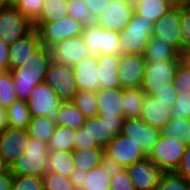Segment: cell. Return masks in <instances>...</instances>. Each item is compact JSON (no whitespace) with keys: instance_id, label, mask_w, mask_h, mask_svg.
Returning <instances> with one entry per match:
<instances>
[{"instance_id":"94428289","label":"cell","mask_w":190,"mask_h":190,"mask_svg":"<svg viewBox=\"0 0 190 190\" xmlns=\"http://www.w3.org/2000/svg\"><path fill=\"white\" fill-rule=\"evenodd\" d=\"M6 169H7V167L3 164L2 160L0 159V173Z\"/></svg>"},{"instance_id":"db71d44e","label":"cell","mask_w":190,"mask_h":190,"mask_svg":"<svg viewBox=\"0 0 190 190\" xmlns=\"http://www.w3.org/2000/svg\"><path fill=\"white\" fill-rule=\"evenodd\" d=\"M87 171L80 170V169H74L72 174L69 176V179L73 186L82 188L85 183Z\"/></svg>"},{"instance_id":"91938a15","label":"cell","mask_w":190,"mask_h":190,"mask_svg":"<svg viewBox=\"0 0 190 190\" xmlns=\"http://www.w3.org/2000/svg\"><path fill=\"white\" fill-rule=\"evenodd\" d=\"M183 61L190 66V55H182Z\"/></svg>"},{"instance_id":"e0dca14e","label":"cell","mask_w":190,"mask_h":190,"mask_svg":"<svg viewBox=\"0 0 190 190\" xmlns=\"http://www.w3.org/2000/svg\"><path fill=\"white\" fill-rule=\"evenodd\" d=\"M126 170L136 190H155L164 173L148 157L129 165Z\"/></svg>"},{"instance_id":"4dcf8cb0","label":"cell","mask_w":190,"mask_h":190,"mask_svg":"<svg viewBox=\"0 0 190 190\" xmlns=\"http://www.w3.org/2000/svg\"><path fill=\"white\" fill-rule=\"evenodd\" d=\"M47 167L48 172L69 178L74 170L73 151H49Z\"/></svg>"},{"instance_id":"1f68e13d","label":"cell","mask_w":190,"mask_h":190,"mask_svg":"<svg viewBox=\"0 0 190 190\" xmlns=\"http://www.w3.org/2000/svg\"><path fill=\"white\" fill-rule=\"evenodd\" d=\"M55 127L56 123L54 122L53 117H31V121L26 130L29 137L37 138L49 143Z\"/></svg>"},{"instance_id":"f5cc1de1","label":"cell","mask_w":190,"mask_h":190,"mask_svg":"<svg viewBox=\"0 0 190 190\" xmlns=\"http://www.w3.org/2000/svg\"><path fill=\"white\" fill-rule=\"evenodd\" d=\"M14 175L7 168L0 173V190H12Z\"/></svg>"},{"instance_id":"9f6ffc18","label":"cell","mask_w":190,"mask_h":190,"mask_svg":"<svg viewBox=\"0 0 190 190\" xmlns=\"http://www.w3.org/2000/svg\"><path fill=\"white\" fill-rule=\"evenodd\" d=\"M177 95L178 92H164V93H159L154 97L157 100L162 101L163 103H169V106H172L175 103Z\"/></svg>"},{"instance_id":"f546056e","label":"cell","mask_w":190,"mask_h":190,"mask_svg":"<svg viewBox=\"0 0 190 190\" xmlns=\"http://www.w3.org/2000/svg\"><path fill=\"white\" fill-rule=\"evenodd\" d=\"M146 94L141 87L123 89V112L124 119L140 118L144 106V98Z\"/></svg>"},{"instance_id":"cb8c5ba5","label":"cell","mask_w":190,"mask_h":190,"mask_svg":"<svg viewBox=\"0 0 190 190\" xmlns=\"http://www.w3.org/2000/svg\"><path fill=\"white\" fill-rule=\"evenodd\" d=\"M119 61L120 56L115 55H100L97 57L99 88H121L118 77Z\"/></svg>"},{"instance_id":"52a82bcc","label":"cell","mask_w":190,"mask_h":190,"mask_svg":"<svg viewBox=\"0 0 190 190\" xmlns=\"http://www.w3.org/2000/svg\"><path fill=\"white\" fill-rule=\"evenodd\" d=\"M81 36L90 56L121 55L119 33L115 31L105 30L94 22L83 27Z\"/></svg>"},{"instance_id":"e575fe53","label":"cell","mask_w":190,"mask_h":190,"mask_svg":"<svg viewBox=\"0 0 190 190\" xmlns=\"http://www.w3.org/2000/svg\"><path fill=\"white\" fill-rule=\"evenodd\" d=\"M67 13V0H44L40 14L32 22H52Z\"/></svg>"},{"instance_id":"d6986e66","label":"cell","mask_w":190,"mask_h":190,"mask_svg":"<svg viewBox=\"0 0 190 190\" xmlns=\"http://www.w3.org/2000/svg\"><path fill=\"white\" fill-rule=\"evenodd\" d=\"M41 46L38 33L34 28L23 38L9 46V71L26 65L33 53Z\"/></svg>"},{"instance_id":"7c38bea8","label":"cell","mask_w":190,"mask_h":190,"mask_svg":"<svg viewBox=\"0 0 190 190\" xmlns=\"http://www.w3.org/2000/svg\"><path fill=\"white\" fill-rule=\"evenodd\" d=\"M133 15V2L130 0H111L110 5L95 19V23L105 30L120 33L129 24Z\"/></svg>"},{"instance_id":"3957f363","label":"cell","mask_w":190,"mask_h":190,"mask_svg":"<svg viewBox=\"0 0 190 190\" xmlns=\"http://www.w3.org/2000/svg\"><path fill=\"white\" fill-rule=\"evenodd\" d=\"M152 30V20L134 14L129 24L119 33L121 55H143L152 37Z\"/></svg>"},{"instance_id":"83f0119b","label":"cell","mask_w":190,"mask_h":190,"mask_svg":"<svg viewBox=\"0 0 190 190\" xmlns=\"http://www.w3.org/2000/svg\"><path fill=\"white\" fill-rule=\"evenodd\" d=\"M105 162L104 149H73L74 169L90 171Z\"/></svg>"},{"instance_id":"8992f818","label":"cell","mask_w":190,"mask_h":190,"mask_svg":"<svg viewBox=\"0 0 190 190\" xmlns=\"http://www.w3.org/2000/svg\"><path fill=\"white\" fill-rule=\"evenodd\" d=\"M41 45L50 48L55 43L79 36L84 25L73 17L66 15L52 22H33Z\"/></svg>"},{"instance_id":"5b68a950","label":"cell","mask_w":190,"mask_h":190,"mask_svg":"<svg viewBox=\"0 0 190 190\" xmlns=\"http://www.w3.org/2000/svg\"><path fill=\"white\" fill-rule=\"evenodd\" d=\"M124 117H87L82 129L88 138L87 149L105 148L117 135L122 133Z\"/></svg>"},{"instance_id":"bcb514c9","label":"cell","mask_w":190,"mask_h":190,"mask_svg":"<svg viewBox=\"0 0 190 190\" xmlns=\"http://www.w3.org/2000/svg\"><path fill=\"white\" fill-rule=\"evenodd\" d=\"M173 86L177 91L190 92V66L183 60L178 64L175 70Z\"/></svg>"},{"instance_id":"ba28073f","label":"cell","mask_w":190,"mask_h":190,"mask_svg":"<svg viewBox=\"0 0 190 190\" xmlns=\"http://www.w3.org/2000/svg\"><path fill=\"white\" fill-rule=\"evenodd\" d=\"M186 146L178 138L160 135L147 157L164 173L176 172Z\"/></svg>"},{"instance_id":"d590c367","label":"cell","mask_w":190,"mask_h":190,"mask_svg":"<svg viewBox=\"0 0 190 190\" xmlns=\"http://www.w3.org/2000/svg\"><path fill=\"white\" fill-rule=\"evenodd\" d=\"M162 136L169 138H178L184 144H190V119H174L171 120L160 129Z\"/></svg>"},{"instance_id":"7bdbcfd3","label":"cell","mask_w":190,"mask_h":190,"mask_svg":"<svg viewBox=\"0 0 190 190\" xmlns=\"http://www.w3.org/2000/svg\"><path fill=\"white\" fill-rule=\"evenodd\" d=\"M170 109L172 118L190 119V92L178 91L175 103Z\"/></svg>"},{"instance_id":"f907efd6","label":"cell","mask_w":190,"mask_h":190,"mask_svg":"<svg viewBox=\"0 0 190 190\" xmlns=\"http://www.w3.org/2000/svg\"><path fill=\"white\" fill-rule=\"evenodd\" d=\"M175 173L190 182V144L186 146L181 163Z\"/></svg>"},{"instance_id":"680465c9","label":"cell","mask_w":190,"mask_h":190,"mask_svg":"<svg viewBox=\"0 0 190 190\" xmlns=\"http://www.w3.org/2000/svg\"><path fill=\"white\" fill-rule=\"evenodd\" d=\"M18 0H5L6 6H14Z\"/></svg>"},{"instance_id":"4fadbf2b","label":"cell","mask_w":190,"mask_h":190,"mask_svg":"<svg viewBox=\"0 0 190 190\" xmlns=\"http://www.w3.org/2000/svg\"><path fill=\"white\" fill-rule=\"evenodd\" d=\"M27 130L6 128L0 133V159L10 168L28 147Z\"/></svg>"},{"instance_id":"ac0fdd59","label":"cell","mask_w":190,"mask_h":190,"mask_svg":"<svg viewBox=\"0 0 190 190\" xmlns=\"http://www.w3.org/2000/svg\"><path fill=\"white\" fill-rule=\"evenodd\" d=\"M122 134L136 142L148 154L160 137V130L147 125L140 118L124 119Z\"/></svg>"},{"instance_id":"8d00e7d4","label":"cell","mask_w":190,"mask_h":190,"mask_svg":"<svg viewBox=\"0 0 190 190\" xmlns=\"http://www.w3.org/2000/svg\"><path fill=\"white\" fill-rule=\"evenodd\" d=\"M71 102L86 118L97 116L95 91L78 90Z\"/></svg>"},{"instance_id":"be15d7a7","label":"cell","mask_w":190,"mask_h":190,"mask_svg":"<svg viewBox=\"0 0 190 190\" xmlns=\"http://www.w3.org/2000/svg\"><path fill=\"white\" fill-rule=\"evenodd\" d=\"M6 7L5 0H0V8Z\"/></svg>"},{"instance_id":"f35d334b","label":"cell","mask_w":190,"mask_h":190,"mask_svg":"<svg viewBox=\"0 0 190 190\" xmlns=\"http://www.w3.org/2000/svg\"><path fill=\"white\" fill-rule=\"evenodd\" d=\"M51 62L52 55L50 48L41 45L23 67L34 71H48Z\"/></svg>"},{"instance_id":"9c48e42d","label":"cell","mask_w":190,"mask_h":190,"mask_svg":"<svg viewBox=\"0 0 190 190\" xmlns=\"http://www.w3.org/2000/svg\"><path fill=\"white\" fill-rule=\"evenodd\" d=\"M34 29L33 22L14 6L0 8V38L10 46Z\"/></svg>"},{"instance_id":"44dd1931","label":"cell","mask_w":190,"mask_h":190,"mask_svg":"<svg viewBox=\"0 0 190 190\" xmlns=\"http://www.w3.org/2000/svg\"><path fill=\"white\" fill-rule=\"evenodd\" d=\"M123 89H103L96 91L97 115L99 117H124Z\"/></svg>"},{"instance_id":"8fae6325","label":"cell","mask_w":190,"mask_h":190,"mask_svg":"<svg viewBox=\"0 0 190 190\" xmlns=\"http://www.w3.org/2000/svg\"><path fill=\"white\" fill-rule=\"evenodd\" d=\"M61 103L56 92L45 82L37 85L26 101L31 117H53Z\"/></svg>"},{"instance_id":"2e32d148","label":"cell","mask_w":190,"mask_h":190,"mask_svg":"<svg viewBox=\"0 0 190 190\" xmlns=\"http://www.w3.org/2000/svg\"><path fill=\"white\" fill-rule=\"evenodd\" d=\"M146 61L143 55H120L118 77L122 89L139 88L142 85Z\"/></svg>"},{"instance_id":"7402d4cb","label":"cell","mask_w":190,"mask_h":190,"mask_svg":"<svg viewBox=\"0 0 190 190\" xmlns=\"http://www.w3.org/2000/svg\"><path fill=\"white\" fill-rule=\"evenodd\" d=\"M169 103H163L155 97L146 95L140 119L153 128L161 129L172 118Z\"/></svg>"},{"instance_id":"816d5d0a","label":"cell","mask_w":190,"mask_h":190,"mask_svg":"<svg viewBox=\"0 0 190 190\" xmlns=\"http://www.w3.org/2000/svg\"><path fill=\"white\" fill-rule=\"evenodd\" d=\"M9 70V46L0 38V72Z\"/></svg>"},{"instance_id":"4316f807","label":"cell","mask_w":190,"mask_h":190,"mask_svg":"<svg viewBox=\"0 0 190 190\" xmlns=\"http://www.w3.org/2000/svg\"><path fill=\"white\" fill-rule=\"evenodd\" d=\"M53 118L56 125L64 126L72 130L81 129L86 121V117L71 101L62 102Z\"/></svg>"},{"instance_id":"7dc6e473","label":"cell","mask_w":190,"mask_h":190,"mask_svg":"<svg viewBox=\"0 0 190 190\" xmlns=\"http://www.w3.org/2000/svg\"><path fill=\"white\" fill-rule=\"evenodd\" d=\"M12 190H44L43 180L35 176H14Z\"/></svg>"},{"instance_id":"7a4b0ae2","label":"cell","mask_w":190,"mask_h":190,"mask_svg":"<svg viewBox=\"0 0 190 190\" xmlns=\"http://www.w3.org/2000/svg\"><path fill=\"white\" fill-rule=\"evenodd\" d=\"M48 143L29 137L28 147L9 168L14 176L43 177L48 172Z\"/></svg>"},{"instance_id":"6da1fadb","label":"cell","mask_w":190,"mask_h":190,"mask_svg":"<svg viewBox=\"0 0 190 190\" xmlns=\"http://www.w3.org/2000/svg\"><path fill=\"white\" fill-rule=\"evenodd\" d=\"M182 60L146 62L141 89L151 97L164 92H178L173 86L175 70Z\"/></svg>"},{"instance_id":"ee69618b","label":"cell","mask_w":190,"mask_h":190,"mask_svg":"<svg viewBox=\"0 0 190 190\" xmlns=\"http://www.w3.org/2000/svg\"><path fill=\"white\" fill-rule=\"evenodd\" d=\"M44 190H71L73 184L68 177L58 173L47 172L43 177Z\"/></svg>"},{"instance_id":"74e56055","label":"cell","mask_w":190,"mask_h":190,"mask_svg":"<svg viewBox=\"0 0 190 190\" xmlns=\"http://www.w3.org/2000/svg\"><path fill=\"white\" fill-rule=\"evenodd\" d=\"M17 93L13 83L11 71L0 72V105L7 108L14 101H17Z\"/></svg>"},{"instance_id":"11a10c76","label":"cell","mask_w":190,"mask_h":190,"mask_svg":"<svg viewBox=\"0 0 190 190\" xmlns=\"http://www.w3.org/2000/svg\"><path fill=\"white\" fill-rule=\"evenodd\" d=\"M88 138L86 137L85 130H75L74 149H87Z\"/></svg>"},{"instance_id":"484cf974","label":"cell","mask_w":190,"mask_h":190,"mask_svg":"<svg viewBox=\"0 0 190 190\" xmlns=\"http://www.w3.org/2000/svg\"><path fill=\"white\" fill-rule=\"evenodd\" d=\"M146 62L159 60H183L182 55L161 38L152 36L143 54Z\"/></svg>"},{"instance_id":"03108f58","label":"cell","mask_w":190,"mask_h":190,"mask_svg":"<svg viewBox=\"0 0 190 190\" xmlns=\"http://www.w3.org/2000/svg\"><path fill=\"white\" fill-rule=\"evenodd\" d=\"M183 55H190V49L186 51Z\"/></svg>"},{"instance_id":"603a6c76","label":"cell","mask_w":190,"mask_h":190,"mask_svg":"<svg viewBox=\"0 0 190 190\" xmlns=\"http://www.w3.org/2000/svg\"><path fill=\"white\" fill-rule=\"evenodd\" d=\"M97 57L88 56L73 66L78 90L97 91L99 89Z\"/></svg>"},{"instance_id":"277c9868","label":"cell","mask_w":190,"mask_h":190,"mask_svg":"<svg viewBox=\"0 0 190 190\" xmlns=\"http://www.w3.org/2000/svg\"><path fill=\"white\" fill-rule=\"evenodd\" d=\"M105 162L112 168H124L147 157L143 149L128 136H115L104 148Z\"/></svg>"},{"instance_id":"ffe728a7","label":"cell","mask_w":190,"mask_h":190,"mask_svg":"<svg viewBox=\"0 0 190 190\" xmlns=\"http://www.w3.org/2000/svg\"><path fill=\"white\" fill-rule=\"evenodd\" d=\"M47 71H34L20 65L11 70L19 100L27 101L33 89L44 82Z\"/></svg>"},{"instance_id":"836d02e7","label":"cell","mask_w":190,"mask_h":190,"mask_svg":"<svg viewBox=\"0 0 190 190\" xmlns=\"http://www.w3.org/2000/svg\"><path fill=\"white\" fill-rule=\"evenodd\" d=\"M75 130L56 125L54 133L48 143L49 151H73Z\"/></svg>"},{"instance_id":"f1b7e54d","label":"cell","mask_w":190,"mask_h":190,"mask_svg":"<svg viewBox=\"0 0 190 190\" xmlns=\"http://www.w3.org/2000/svg\"><path fill=\"white\" fill-rule=\"evenodd\" d=\"M113 168L106 162L87 172L82 190H111Z\"/></svg>"},{"instance_id":"6f0895ef","label":"cell","mask_w":190,"mask_h":190,"mask_svg":"<svg viewBox=\"0 0 190 190\" xmlns=\"http://www.w3.org/2000/svg\"><path fill=\"white\" fill-rule=\"evenodd\" d=\"M8 127L7 109L0 105V133Z\"/></svg>"},{"instance_id":"c3c4849f","label":"cell","mask_w":190,"mask_h":190,"mask_svg":"<svg viewBox=\"0 0 190 190\" xmlns=\"http://www.w3.org/2000/svg\"><path fill=\"white\" fill-rule=\"evenodd\" d=\"M44 0H18L14 7L33 21L41 11Z\"/></svg>"},{"instance_id":"60d3db41","label":"cell","mask_w":190,"mask_h":190,"mask_svg":"<svg viewBox=\"0 0 190 190\" xmlns=\"http://www.w3.org/2000/svg\"><path fill=\"white\" fill-rule=\"evenodd\" d=\"M155 190H190V182L175 172L163 173Z\"/></svg>"},{"instance_id":"d6a6232c","label":"cell","mask_w":190,"mask_h":190,"mask_svg":"<svg viewBox=\"0 0 190 190\" xmlns=\"http://www.w3.org/2000/svg\"><path fill=\"white\" fill-rule=\"evenodd\" d=\"M6 109L8 116V126L10 128L26 130L31 121V115L26 101L18 99Z\"/></svg>"},{"instance_id":"e7e4bbea","label":"cell","mask_w":190,"mask_h":190,"mask_svg":"<svg viewBox=\"0 0 190 190\" xmlns=\"http://www.w3.org/2000/svg\"><path fill=\"white\" fill-rule=\"evenodd\" d=\"M71 190H82V188H79V187L73 186V187L71 188Z\"/></svg>"},{"instance_id":"681fc988","label":"cell","mask_w":190,"mask_h":190,"mask_svg":"<svg viewBox=\"0 0 190 190\" xmlns=\"http://www.w3.org/2000/svg\"><path fill=\"white\" fill-rule=\"evenodd\" d=\"M91 12L94 19L99 17L107 6L110 5L111 0H83Z\"/></svg>"},{"instance_id":"ab89813d","label":"cell","mask_w":190,"mask_h":190,"mask_svg":"<svg viewBox=\"0 0 190 190\" xmlns=\"http://www.w3.org/2000/svg\"><path fill=\"white\" fill-rule=\"evenodd\" d=\"M67 13L84 26L95 22V19L83 0H68Z\"/></svg>"},{"instance_id":"d4e9b609","label":"cell","mask_w":190,"mask_h":190,"mask_svg":"<svg viewBox=\"0 0 190 190\" xmlns=\"http://www.w3.org/2000/svg\"><path fill=\"white\" fill-rule=\"evenodd\" d=\"M177 3V0H137L133 2L134 14L146 17L154 23Z\"/></svg>"},{"instance_id":"9a60e30c","label":"cell","mask_w":190,"mask_h":190,"mask_svg":"<svg viewBox=\"0 0 190 190\" xmlns=\"http://www.w3.org/2000/svg\"><path fill=\"white\" fill-rule=\"evenodd\" d=\"M52 61L66 66H74L90 56L81 35L55 43L50 47Z\"/></svg>"},{"instance_id":"f6af8a7d","label":"cell","mask_w":190,"mask_h":190,"mask_svg":"<svg viewBox=\"0 0 190 190\" xmlns=\"http://www.w3.org/2000/svg\"><path fill=\"white\" fill-rule=\"evenodd\" d=\"M111 190H136L128 171L124 168H113L111 180Z\"/></svg>"},{"instance_id":"6125c7cd","label":"cell","mask_w":190,"mask_h":190,"mask_svg":"<svg viewBox=\"0 0 190 190\" xmlns=\"http://www.w3.org/2000/svg\"><path fill=\"white\" fill-rule=\"evenodd\" d=\"M178 3L190 4V0H177Z\"/></svg>"},{"instance_id":"b9f144b4","label":"cell","mask_w":190,"mask_h":190,"mask_svg":"<svg viewBox=\"0 0 190 190\" xmlns=\"http://www.w3.org/2000/svg\"><path fill=\"white\" fill-rule=\"evenodd\" d=\"M181 55L190 49V4L180 3Z\"/></svg>"},{"instance_id":"5bb4252c","label":"cell","mask_w":190,"mask_h":190,"mask_svg":"<svg viewBox=\"0 0 190 190\" xmlns=\"http://www.w3.org/2000/svg\"><path fill=\"white\" fill-rule=\"evenodd\" d=\"M180 3L153 23L152 36L161 38L181 54Z\"/></svg>"},{"instance_id":"30bf717a","label":"cell","mask_w":190,"mask_h":190,"mask_svg":"<svg viewBox=\"0 0 190 190\" xmlns=\"http://www.w3.org/2000/svg\"><path fill=\"white\" fill-rule=\"evenodd\" d=\"M44 82L56 92L62 102L71 101L78 91L73 67L54 61L51 62L46 72Z\"/></svg>"}]
</instances>
